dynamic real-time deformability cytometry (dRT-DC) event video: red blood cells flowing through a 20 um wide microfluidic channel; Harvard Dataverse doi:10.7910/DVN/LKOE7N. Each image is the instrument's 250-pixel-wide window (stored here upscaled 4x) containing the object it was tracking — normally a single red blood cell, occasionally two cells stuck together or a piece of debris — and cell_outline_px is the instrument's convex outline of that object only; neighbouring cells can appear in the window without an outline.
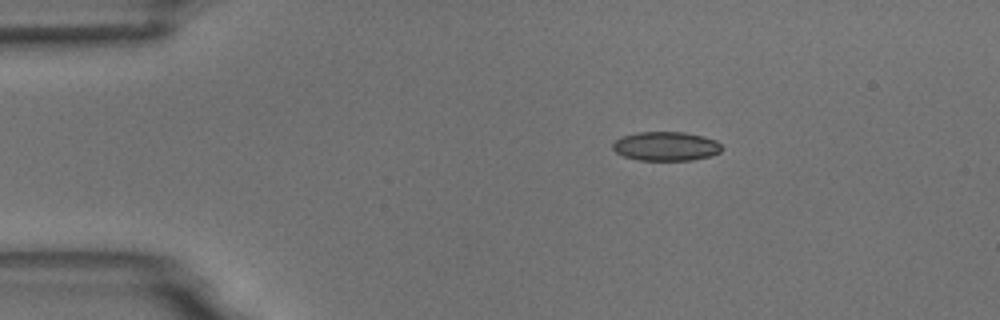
{"species": "common noctule bat (a hibernating species)", "species_latin": "Nyctalus noctula", "temperature_condition": "room temperature", "stored_images_in_passage": 4, "camera_frame_rate_fps": 3000, "um_per_image_px": 0.085, "animal": {"sex": "male", "body_mass_g": 18.8}, "frame": {"image": 1, "passage_image": 1, "time_ms": 0.0, "image_size_px": [1000, 320], "cell_outline_px": [[724, 148], [720, 152], [712, 156], [692, 160], [640, 160], [624, 156], [616, 152], [612, 148], [612, 144], [620, 136], [636, 132], [684, 132], [704, 136], [716, 140]], "centroid_in_image_um": [56.62, 12.42], "position_along_channel_um": 28.4, "area_um2": 18.67}}
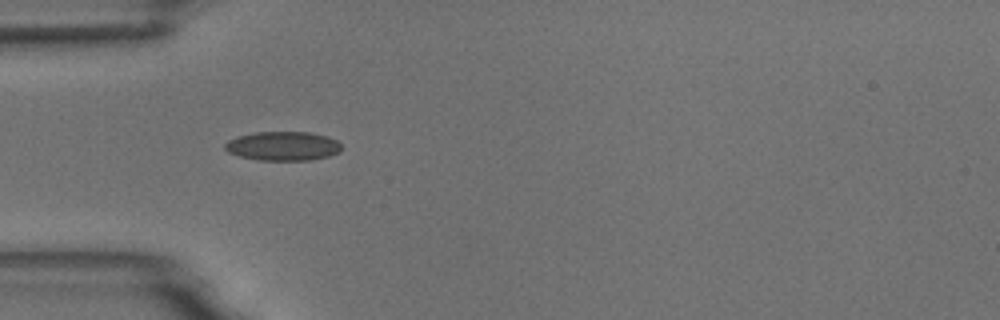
{"frame": {"image": 2, "passage_image": 3, "time_ms": 2.333, "image_size_px": [1000, 320], "cell_outline_px": [[340, 152], [328, 156], [312, 160], [256, 160], [240, 156], [228, 152], [224, 148], [224, 144], [228, 140], [236, 136], [256, 132], [308, 132], [328, 136], [336, 140], [340, 144]], "centroid_in_image_um": [24.03, 12.41], "position_along_channel_um": 61.0, "area_um2": 19.83}}